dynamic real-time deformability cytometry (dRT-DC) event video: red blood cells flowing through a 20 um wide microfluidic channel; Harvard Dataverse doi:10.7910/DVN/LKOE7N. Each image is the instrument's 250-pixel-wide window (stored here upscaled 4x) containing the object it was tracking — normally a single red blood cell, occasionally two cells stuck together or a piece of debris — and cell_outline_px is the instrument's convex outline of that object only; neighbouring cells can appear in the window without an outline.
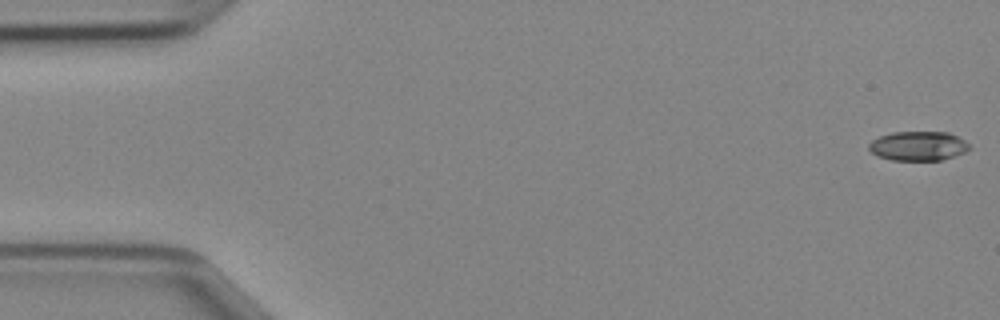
{"species": "Egyptian fruit bat (a non-hibernating species)", "species_latin": "Rousettus aegyptiacus", "temperature_condition": "cold", "stored_images_in_passage": 47, "camera_frame_rate_fps": 3000, "um_per_image_px": 0.085, "animal": {"sex": "female"}, "frame": {"image": 1, "passage_image": 1, "time_ms": 0.0, "image_size_px": [1000, 320], "cell_outline_px": [[972, 148], [964, 152], [940, 160], [892, 160], [876, 156], [868, 148], [868, 144], [872, 140], [880, 136], [892, 132], [948, 132], [964, 140]], "centroid_in_image_um": [78.02, 12.4], "position_along_channel_um": 7.0, "area_um2": 17.11}}
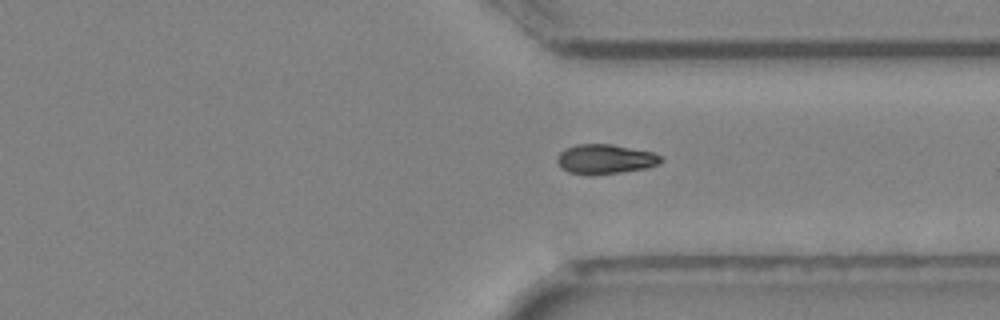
{"frame": {"image": 2, "passage_image": 35, "time_ms": 11.333, "image_size_px": [1000, 320], "cell_outline_px": [[664, 160], [660, 164], [648, 168], [592, 176], [588, 176], [568, 172], [560, 168], [556, 160], [560, 152], [564, 148], [576, 144], [612, 144], [652, 152], [660, 156]], "centroid_in_image_um": [51.41, 13.54], "position_along_channel_um": 360.0, "area_um2": 18.26}}
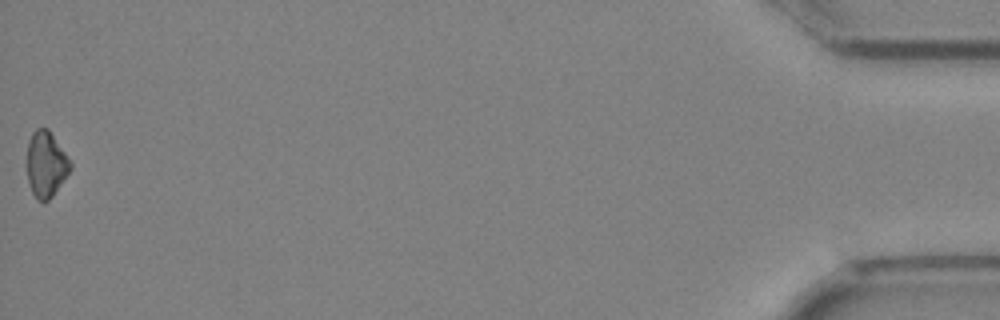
{"frame": {"image": 3, "passage_image": 47, "time_ms": 15.333, "image_size_px": [1000, 320], "cell_outline_px": [[72, 168], [52, 196], [44, 204], [36, 200], [32, 192], [28, 180], [28, 140], [32, 132], [36, 128], [48, 128], [72, 164]], "centroid_in_image_um": [3.9, 13.98], "position_along_channel_um": 431.3, "area_um2": 16.47}}